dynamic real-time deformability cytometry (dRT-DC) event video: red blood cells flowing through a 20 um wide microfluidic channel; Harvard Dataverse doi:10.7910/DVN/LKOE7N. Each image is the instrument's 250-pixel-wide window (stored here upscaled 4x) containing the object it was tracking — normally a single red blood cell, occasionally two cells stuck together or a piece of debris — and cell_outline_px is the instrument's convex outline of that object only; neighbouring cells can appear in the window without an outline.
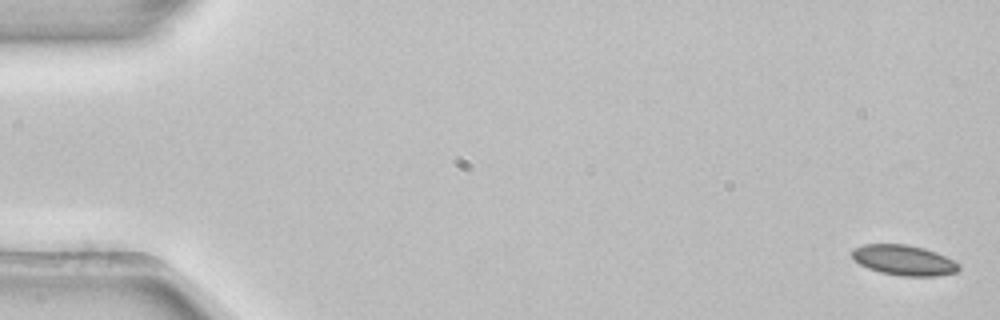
{"species": "common noctule bat (a hibernating species)", "species_latin": "Nyctalus noctula", "temperature_condition": "room temperature", "stored_images_in_passage": 5, "camera_frame_rate_fps": 3000, "um_per_image_px": 0.085, "animal": {"sex": "female", "body_mass_g": 22.7, "forearm_length_mm": 54.2}, "frame": {"image": 1, "passage_image": 1, "time_ms": 0.0, "image_size_px": [1000, 320], "cell_outline_px": [[960, 268], [956, 272], [936, 276], [900, 276], [880, 272], [868, 268], [860, 264], [852, 256], [852, 248], [864, 244], [908, 244], [924, 248], [936, 252], [960, 264]], "centroid_in_image_um": [76.82, 22.11], "position_along_channel_um": 8.2, "area_um2": 18.84}}
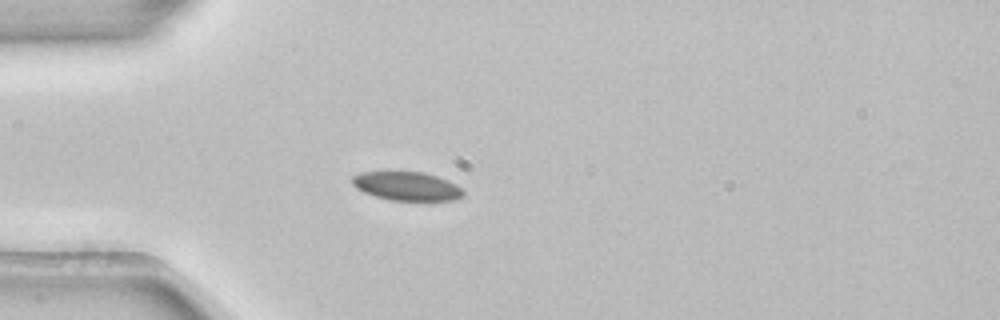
{"frame": {"image": 2, "passage_image": 5, "time_ms": 1.333, "image_size_px": [1000, 320], "cell_outline_px": [[464, 196], [456, 200], [388, 200], [364, 192], [356, 188], [352, 184], [352, 176], [360, 172], [424, 172], [448, 180], [456, 184], [464, 192]], "centroid_in_image_um": [34.58, 15.82], "position_along_channel_um": 50.4, "area_um2": 18.55}}